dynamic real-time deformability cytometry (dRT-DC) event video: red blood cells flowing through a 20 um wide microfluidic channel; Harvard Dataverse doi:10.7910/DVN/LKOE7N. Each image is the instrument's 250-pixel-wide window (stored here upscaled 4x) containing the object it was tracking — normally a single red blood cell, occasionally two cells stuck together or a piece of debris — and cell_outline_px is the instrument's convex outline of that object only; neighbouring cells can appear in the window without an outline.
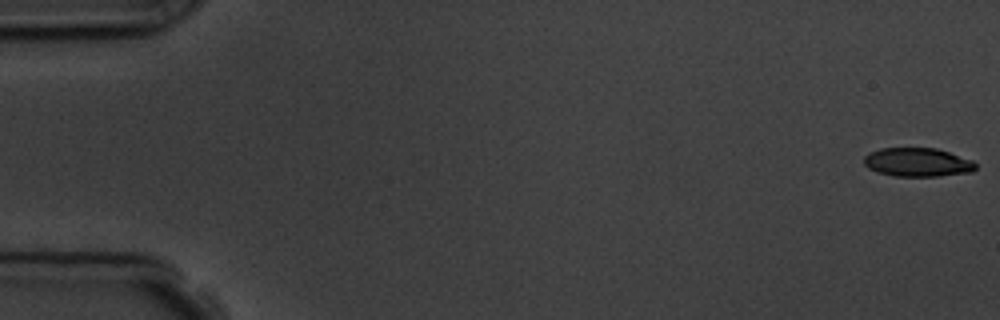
{"species": "common noctule bat (a hibernating species)", "species_latin": "Nyctalus noctula", "temperature_condition": "room temperature", "stored_images_in_passage": 5, "camera_frame_rate_fps": 3000, "um_per_image_px": 0.085, "animal": {"sex": "male", "body_mass_g": 19.5, "forearm_length_mm": 54.6}, "frame": {"image": 1, "passage_image": 1, "time_ms": 0.0, "image_size_px": [1000, 320], "cell_outline_px": [[976, 168], [972, 172], [940, 176], [892, 176], [876, 172], [868, 168], [864, 164], [864, 156], [880, 148], [936, 148], [972, 160], [976, 164]], "centroid_in_image_um": [77.98, 13.8], "position_along_channel_um": 7.0, "area_um2": 18.73}}